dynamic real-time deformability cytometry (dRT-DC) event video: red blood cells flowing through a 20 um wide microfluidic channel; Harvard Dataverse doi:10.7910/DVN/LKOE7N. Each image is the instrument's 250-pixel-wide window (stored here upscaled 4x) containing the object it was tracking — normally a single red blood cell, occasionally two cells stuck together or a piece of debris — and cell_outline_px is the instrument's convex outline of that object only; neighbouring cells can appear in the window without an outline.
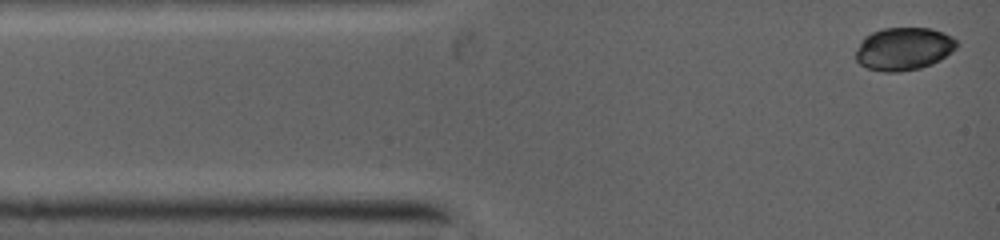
{"species": "common noctule bat (a hibernating species)", "species_latin": "Nyctalus noctula", "temperature_condition": "warm", "stored_images_in_passage": 5, "camera_frame_rate_fps": 5000, "um_per_image_px": 0.085, "animal": {"sex": "female", "body_mass_g": 19.0, "forearm_length_mm": 53.3}, "frame": {"image": 1, "passage_image": 1, "time_ms": 0.0, "image_size_px": [1000, 240], "cell_outline_px": [[956, 48], [940, 60], [932, 64], [920, 68], [900, 72], [884, 72], [868, 68], [860, 64], [856, 60], [856, 52], [864, 36], [872, 32], [884, 28], [928, 28], [952, 36], [956, 40]], "centroid_in_image_um": [76.8, 4.16], "position_along_channel_um": 8.2, "area_um2": 25.03}}
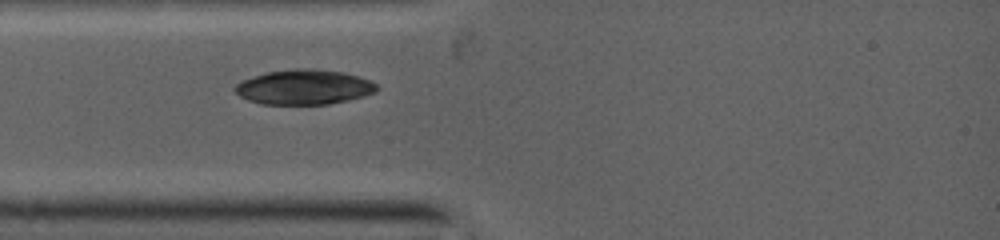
{"frame": {"image": 2, "passage_image": 5, "time_ms": 2.4, "image_size_px": [1000, 240], "cell_outline_px": [[376, 88], [372, 92], [348, 100], [328, 104], [260, 104], [248, 100], [240, 96], [232, 88], [236, 84], [244, 80], [268, 72], [340, 72], [356, 76], [368, 80], [376, 84]], "centroid_in_image_um": [25.77, 7.47], "position_along_channel_um": 59.2, "area_um2": 26.99}}